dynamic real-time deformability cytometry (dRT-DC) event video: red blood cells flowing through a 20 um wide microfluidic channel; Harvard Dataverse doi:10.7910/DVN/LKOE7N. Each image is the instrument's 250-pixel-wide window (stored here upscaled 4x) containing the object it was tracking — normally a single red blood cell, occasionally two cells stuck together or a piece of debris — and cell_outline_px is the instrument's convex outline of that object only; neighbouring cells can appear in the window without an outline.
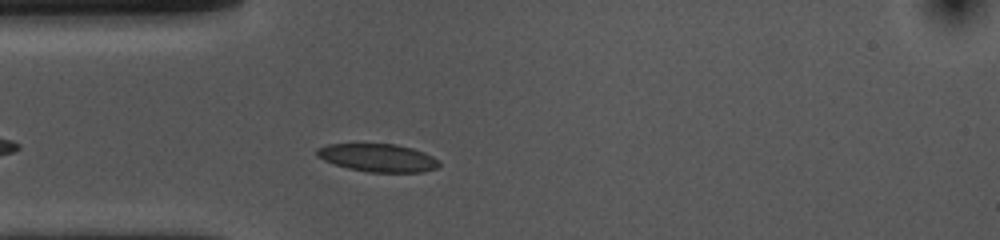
{"species": "common noctule bat (a hibernating species)", "species_latin": "Nyctalus noctula", "temperature_condition": "cold", "stored_images_in_passage": 36, "camera_frame_rate_fps": 3000, "um_per_image_px": 0.085, "animal": {"sex": "female", "body_mass_g": 10.0, "forearm_length_mm": 53.1}, "frame": {"image": 1, "passage_image": 6, "time_ms": 1.667, "image_size_px": [1000, 240], "cell_outline_px": [[440, 164], [436, 168], [424, 172], [368, 172], [348, 168], [324, 160], [316, 156], [316, 148], [328, 144], [396, 144], [412, 148], [424, 152], [440, 160]], "centroid_in_image_um": [32.14, 13.41], "position_along_channel_um": 52.9, "area_um2": 19.94}}
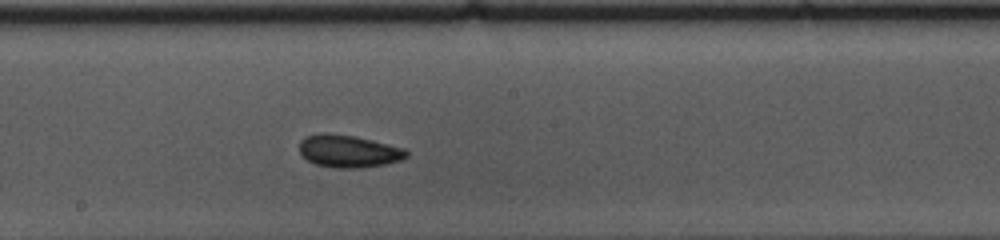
{"frame": {"image": 2, "passage_image": 20, "time_ms": 6.333, "image_size_px": [1000, 240], "cell_outline_px": [[408, 156], [400, 160], [384, 164], [360, 168], [332, 168], [316, 164], [308, 160], [300, 152], [300, 140], [304, 136], [320, 132], [324, 132], [352, 136], [388, 144], [404, 148], [408, 152]], "centroid_in_image_um": [29.59, 12.85], "position_along_channel_um": 218.6, "area_um2": 20.17}}
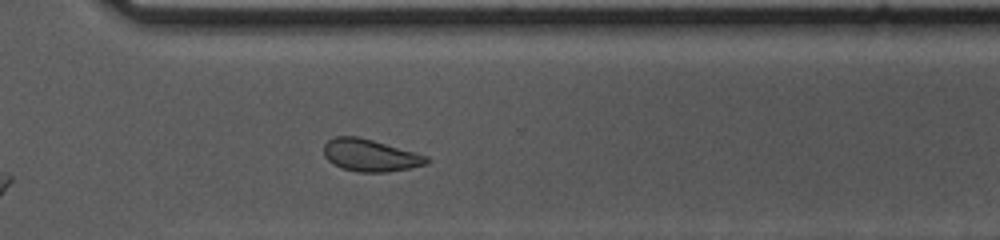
{"frame": {"image": 3, "passage_image": 30, "time_ms": 9.667, "image_size_px": [1000, 240], "cell_outline_px": [[428, 164], [408, 168], [384, 172], [360, 172], [340, 168], [332, 164], [324, 156], [324, 144], [328, 140], [336, 136], [360, 136], [428, 156]], "centroid_in_image_um": [31.43, 13.19], "position_along_channel_um": 339.2, "area_um2": 19.31}, "authors_computed_cell_mechanics": {"area_um2": 19.9699, "velocity_mm_per_s": 3.6243, "shape_relaxation_time_tau1_ms": 3.0024, "shape_relaxation_time_tau2_ms": 2.3572, "deformation_change_tau1": 0.0679, "deformation_change_tau2": 0.0669}}